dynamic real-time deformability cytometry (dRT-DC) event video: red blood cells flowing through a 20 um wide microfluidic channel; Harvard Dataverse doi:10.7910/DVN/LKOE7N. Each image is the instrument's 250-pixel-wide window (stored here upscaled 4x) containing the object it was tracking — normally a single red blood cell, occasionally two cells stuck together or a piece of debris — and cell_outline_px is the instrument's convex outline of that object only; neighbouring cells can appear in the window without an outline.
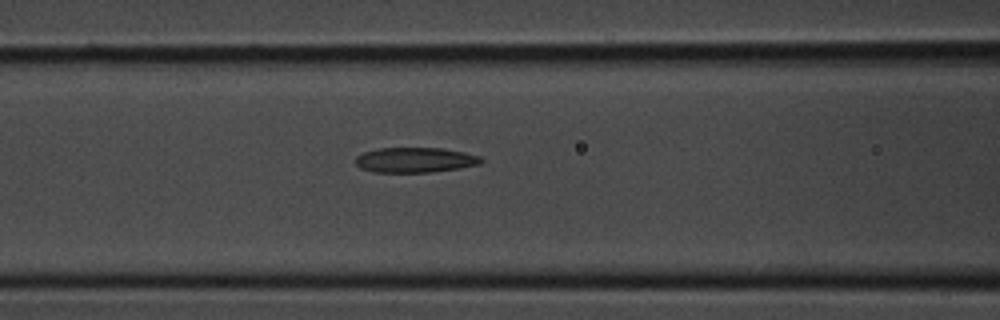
{"species": "common noctule bat (a hibernating species)", "species_latin": "Nyctalus noctula", "temperature_condition": "room temperature", "stored_images_in_passage": 34, "camera_frame_rate_fps": 3000, "um_per_image_px": 0.085, "animal": {"sex": "male", "body_mass_g": 20.1, "forearm_length_mm": 53.5}, "frame": {"image": 1, "passage_image": 12, "time_ms": 3.667, "image_size_px": [1000, 320], "cell_outline_px": [[484, 160], [480, 164], [460, 168], [432, 172], [372, 172], [360, 168], [356, 164], [356, 156], [364, 152], [376, 148], [440, 148], [464, 152], [480, 156]], "centroid_in_image_um": [35.28, 13.6], "position_along_channel_um": 131.3, "area_um2": 18.44}}
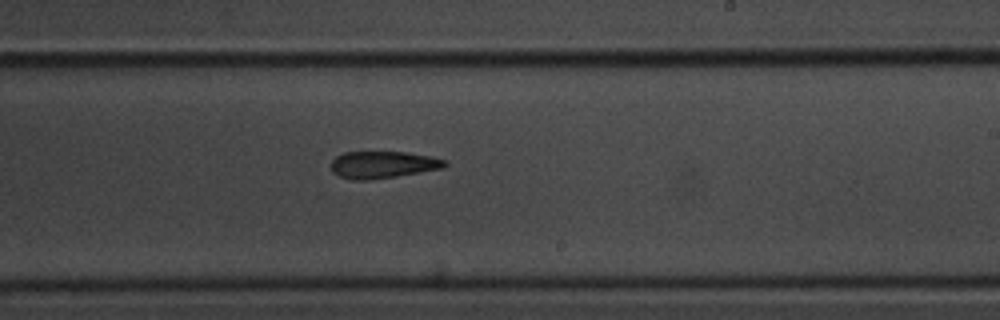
{"frame": {"image": 2, "passage_image": 19, "time_ms": 6.0, "image_size_px": [1000, 320], "cell_outline_px": [[448, 164], [444, 168], [396, 176], [368, 180], [352, 180], [340, 176], [332, 172], [332, 160], [336, 156], [344, 152], [408, 152], [448, 160]], "centroid_in_image_um": [32.56, 13.99], "position_along_channel_um": 256.4, "area_um2": 17.92}}
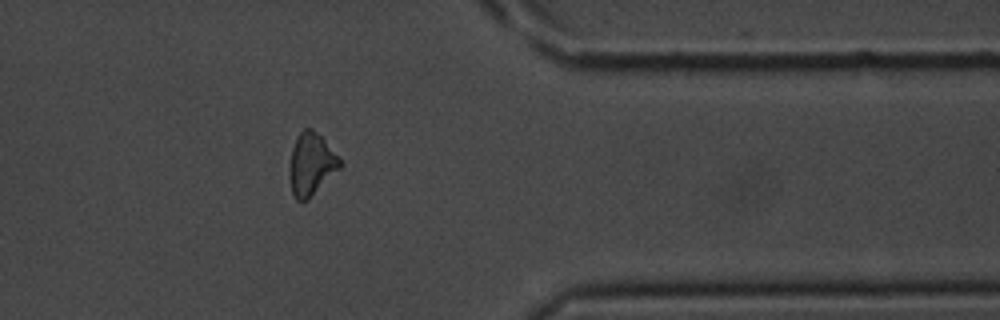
{"frame": {"image": 3, "passage_image": 27, "time_ms": 8.667, "image_size_px": [1000, 320], "cell_outline_px": [[344, 164], [308, 200], [296, 200], [292, 192], [288, 172], [292, 148], [300, 132], [304, 128], [312, 128], [324, 140]], "centroid_in_image_um": [26.44, 13.97], "position_along_channel_um": 385.0, "area_um2": 18.15}}